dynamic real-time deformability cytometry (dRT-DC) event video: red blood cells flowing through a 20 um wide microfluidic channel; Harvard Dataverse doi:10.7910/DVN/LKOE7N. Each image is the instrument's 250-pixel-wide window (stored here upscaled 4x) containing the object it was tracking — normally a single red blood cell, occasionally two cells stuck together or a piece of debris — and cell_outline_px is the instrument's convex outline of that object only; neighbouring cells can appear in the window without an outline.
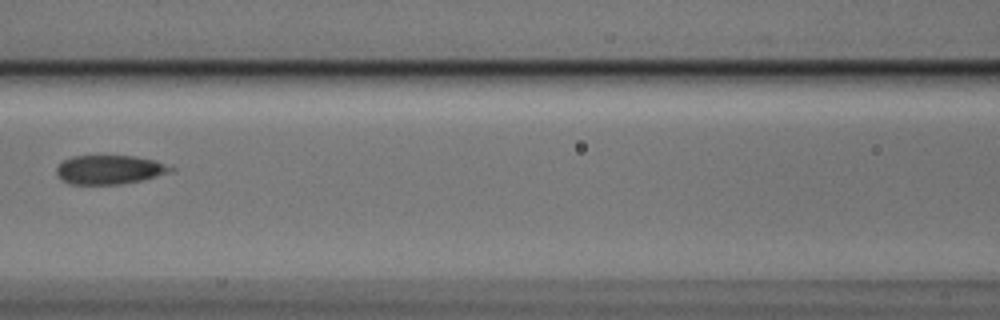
{"species": "Egyptian fruit bat (a non-hibernating species)", "species_latin": "Rousettus aegyptiacus", "temperature_condition": "cold", "stored_images_in_passage": 6, "camera_frame_rate_fps": 3000, "um_per_image_px": 0.085, "animal": {"sex": "male"}, "frame": {"image": 1, "passage_image": 5, "time_ms": 1.333, "image_size_px": [1000, 320], "cell_outline_px": [[176, 168], [172, 172], [140, 180], [120, 184], [68, 184], [56, 172], [56, 168], [64, 160], [72, 156], [136, 156], [156, 160]], "centroid_in_image_um": [9.35, 14.41], "position_along_channel_um": 157.3, "area_um2": 19.19}}
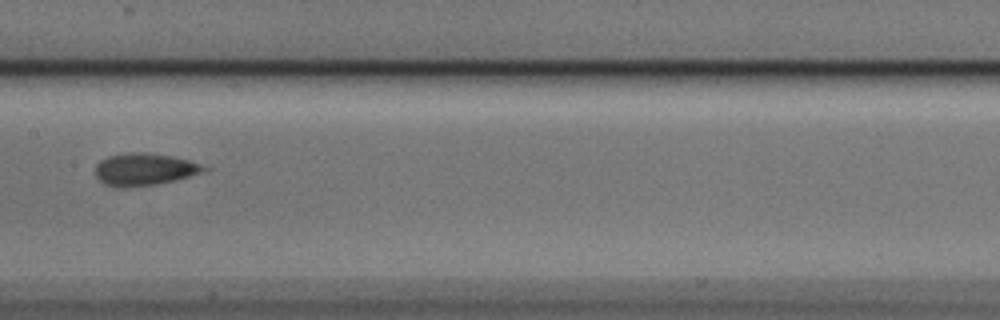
{"frame": {"image": 2, "passage_image": 6, "time_ms": 1.667, "image_size_px": [1000, 320], "cell_outline_px": [[212, 168], [208, 172], [156, 184], [104, 184], [96, 176], [96, 164], [100, 160], [108, 156], [124, 152], [144, 152], [168, 156], [188, 160]], "centroid_in_image_um": [12.35, 14.34], "position_along_channel_um": 195.0, "area_um2": 19.77}}